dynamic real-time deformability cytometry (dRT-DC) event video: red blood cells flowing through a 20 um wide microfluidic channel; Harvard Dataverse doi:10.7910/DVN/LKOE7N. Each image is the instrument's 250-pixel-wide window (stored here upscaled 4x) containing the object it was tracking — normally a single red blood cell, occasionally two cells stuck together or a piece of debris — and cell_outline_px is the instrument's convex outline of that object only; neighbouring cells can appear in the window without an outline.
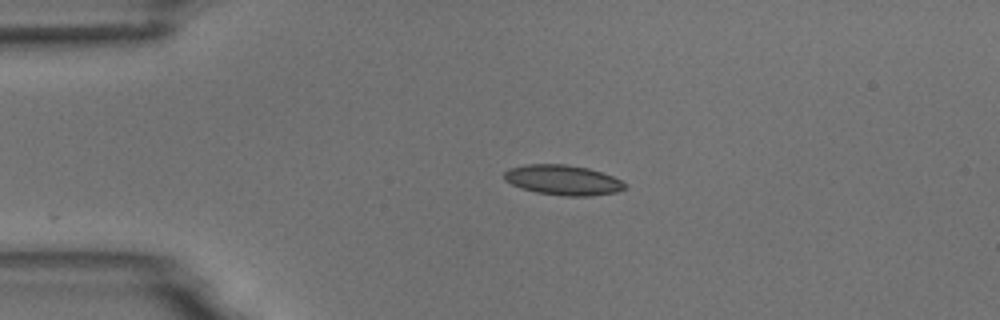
{"species": "common noctule bat (a hibernating species)", "species_latin": "Nyctalus noctula", "temperature_condition": "room temperature", "stored_images_in_passage": 2, "camera_frame_rate_fps": 3000, "um_per_image_px": 0.085, "animal": {"sex": "male", "body_mass_g": 18.8}, "frame": {"image": 1, "passage_image": 1, "time_ms": 0.0, "image_size_px": [1000, 320], "cell_outline_px": [[628, 188], [616, 192], [592, 196], [564, 196], [536, 192], [520, 188], [504, 180], [504, 172], [508, 168], [528, 164], [564, 164], [588, 168], [612, 176], [628, 184]], "centroid_in_image_um": [47.86, 15.31], "position_along_channel_um": 37.1, "area_um2": 21.27}}